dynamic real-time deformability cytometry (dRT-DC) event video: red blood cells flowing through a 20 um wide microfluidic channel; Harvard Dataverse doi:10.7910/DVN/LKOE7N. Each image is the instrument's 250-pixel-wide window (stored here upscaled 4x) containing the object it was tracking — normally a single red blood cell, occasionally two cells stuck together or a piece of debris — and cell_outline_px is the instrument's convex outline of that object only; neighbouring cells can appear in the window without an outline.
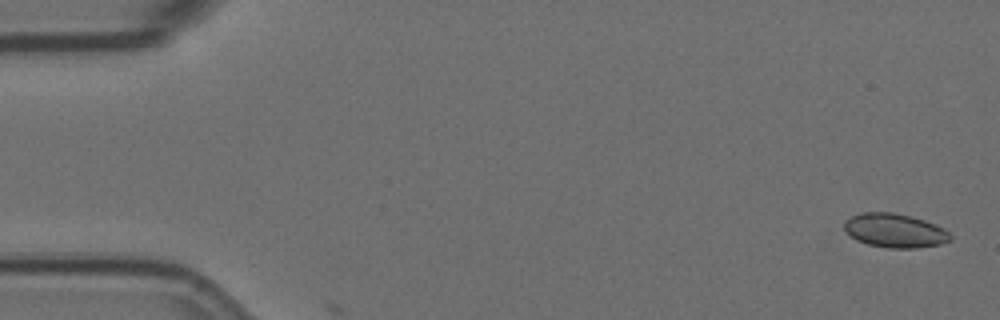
{"species": "Egyptian fruit bat (a non-hibernating species)", "species_latin": "Rousettus aegyptiacus", "temperature_condition": "room temperature", "stored_images_in_passage": 3, "camera_frame_rate_fps": 3000, "um_per_image_px": 0.085, "animal": {"sex": "female"}, "frame": {"image": 1, "passage_image": 2, "time_ms": 0.333, "image_size_px": [1000, 320], "cell_outline_px": [[952, 240], [944, 244], [916, 248], [888, 248], [868, 244], [856, 240], [844, 228], [844, 224], [852, 216], [864, 212], [892, 212], [912, 216], [936, 224], [944, 228], [952, 236]], "centroid_in_image_um": [76.13, 19.61], "position_along_channel_um": 8.9, "area_um2": 21.04}}